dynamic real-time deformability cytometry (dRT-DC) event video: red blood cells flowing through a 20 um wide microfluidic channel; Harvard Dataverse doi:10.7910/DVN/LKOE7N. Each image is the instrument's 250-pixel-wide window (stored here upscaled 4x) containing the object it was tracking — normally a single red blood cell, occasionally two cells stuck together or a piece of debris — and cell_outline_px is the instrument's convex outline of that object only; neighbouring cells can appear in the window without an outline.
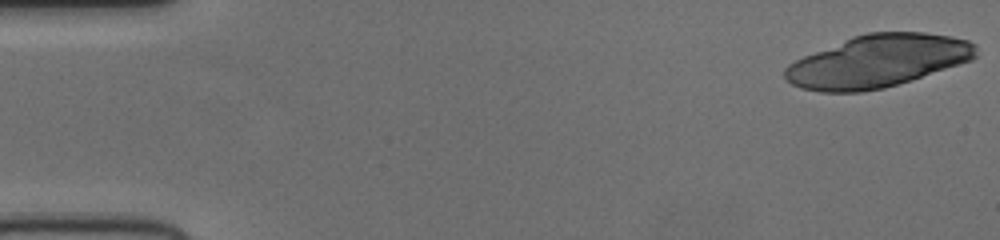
{"species": "human", "species_latin": "Homo sapiens", "temperature_condition": "cold", "stored_images_in_passage": 20, "camera_frame_rate_fps": 3000, "um_per_image_px": 0.085, "donor": {"sex": "female"}, "frame": {"image": 1, "passage_image": 1, "time_ms": 0.0, "image_size_px": [1000, 240], "cell_outline_px": [[976, 56], [972, 60], [884, 88], [860, 92], [820, 92], [804, 88], [792, 84], [784, 76], [784, 68], [796, 60], [804, 56], [852, 36], [868, 32], [924, 32], [952, 36], [968, 40], [976, 44]], "centroid_in_image_um": [74.62, 5.18], "position_along_channel_um": 10.4, "area_um2": 57.97}}